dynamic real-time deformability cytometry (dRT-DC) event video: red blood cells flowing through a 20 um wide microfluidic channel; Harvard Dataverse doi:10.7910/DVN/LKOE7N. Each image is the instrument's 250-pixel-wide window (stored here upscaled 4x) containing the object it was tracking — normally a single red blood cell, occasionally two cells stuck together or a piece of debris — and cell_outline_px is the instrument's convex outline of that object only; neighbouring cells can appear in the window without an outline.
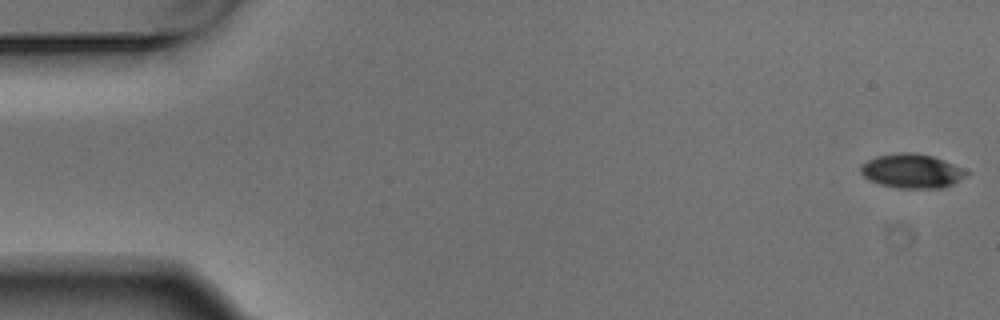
{"species": "Egyptian fruit bat (a non-hibernating species)", "species_latin": "Rousettus aegyptiacus", "temperature_condition": "warm", "stored_images_in_passage": 6, "camera_frame_rate_fps": 3000, "um_per_image_px": 0.085, "animal": {"sex": "male"}, "frame": {"image": 1, "passage_image": 1, "time_ms": 0.0, "image_size_px": [1000, 320], "cell_outline_px": [[968, 172], [964, 176], [952, 184], [940, 188], [896, 188], [880, 184], [868, 180], [860, 172], [860, 164], [876, 156], [900, 152], [916, 152], [932, 156], [944, 160]], "centroid_in_image_um": [77.43, 14.53], "position_along_channel_um": 7.6, "area_um2": 20.92}}
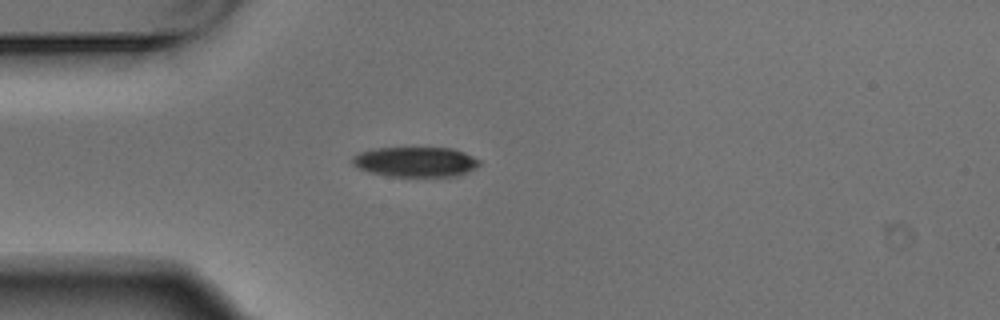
{"frame": {"image": 2, "passage_image": 5, "time_ms": 1.333, "image_size_px": [1000, 320], "cell_outline_px": [[480, 164], [468, 172], [456, 176], [388, 176], [368, 172], [352, 164], [352, 156], [360, 152], [372, 148], [452, 148], [464, 152], [480, 160]], "centroid_in_image_um": [35.3, 13.75], "position_along_channel_um": 49.7, "area_um2": 22.2}}